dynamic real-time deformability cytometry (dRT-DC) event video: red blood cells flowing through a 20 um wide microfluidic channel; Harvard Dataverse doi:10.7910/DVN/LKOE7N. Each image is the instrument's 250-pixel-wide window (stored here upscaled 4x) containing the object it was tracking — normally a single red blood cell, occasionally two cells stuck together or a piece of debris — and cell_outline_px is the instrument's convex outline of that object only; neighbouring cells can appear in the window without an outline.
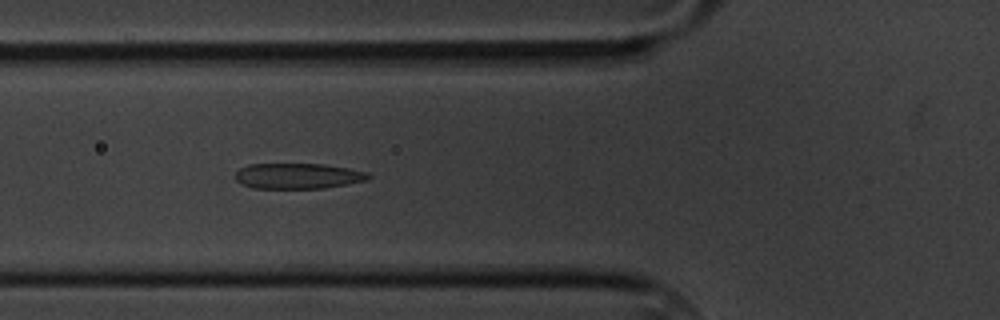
{"species": "common noctule bat (a hibernating species)", "species_latin": "Nyctalus noctula", "temperature_condition": "cold", "stored_images_in_passage": 6, "camera_frame_rate_fps": 3000, "um_per_image_px": 0.085, "animal": {"sex": "male", "body_mass_g": 20.1, "forearm_length_mm": 53.5}, "frame": {"image": 1, "passage_image": 5, "time_ms": 5.333, "image_size_px": [1000, 320], "cell_outline_px": [[372, 176], [368, 180], [348, 184], [324, 188], [252, 188], [240, 184], [236, 180], [236, 172], [240, 168], [248, 164], [324, 164], [348, 168], [368, 172]], "centroid_in_image_um": [25.34, 14.96], "position_along_channel_um": 100.5, "area_um2": 19.94}}
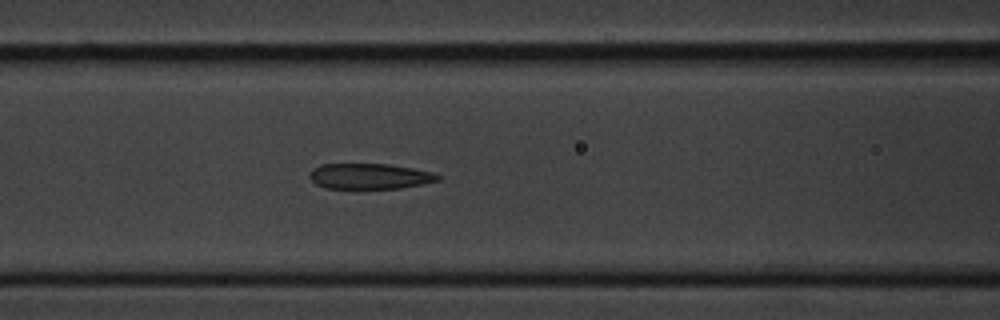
{"frame": {"image": 2, "passage_image": 6, "time_ms": 6.333, "image_size_px": [1000, 320], "cell_outline_px": [[440, 180], [400, 188], [324, 188], [316, 184], [308, 176], [312, 168], [320, 164], [388, 164], [412, 168], [432, 172], [440, 176]], "centroid_in_image_um": [31.38, 14.97], "position_along_channel_um": 135.2, "area_um2": 19.02}}